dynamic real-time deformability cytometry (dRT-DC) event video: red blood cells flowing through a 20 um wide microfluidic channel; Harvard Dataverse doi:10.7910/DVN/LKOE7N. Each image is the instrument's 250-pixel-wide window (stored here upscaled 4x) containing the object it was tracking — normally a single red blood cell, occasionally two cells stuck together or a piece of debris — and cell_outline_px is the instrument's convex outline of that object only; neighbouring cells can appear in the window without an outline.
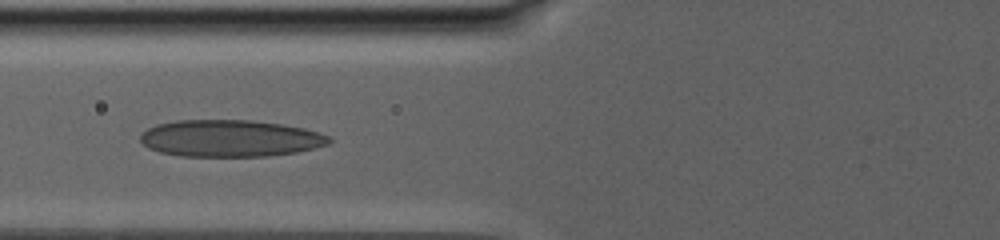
{"species": "human", "species_latin": "Homo sapiens", "temperature_condition": "warm", "stored_images_in_passage": 47, "camera_frame_rate_fps": 3000, "um_per_image_px": 0.085, "donor": {"sex": "male"}, "frame": {"image": 1, "passage_image": 6, "time_ms": 1.667, "image_size_px": [1000, 240], "cell_outline_px": [[332, 140], [328, 144], [296, 152], [268, 156], [180, 156], [160, 152], [148, 148], [140, 140], [140, 136], [148, 128], [156, 124], [176, 120], [252, 120], [280, 124], [304, 128], [328, 136]], "centroid_in_image_um": [19.53, 11.76], "position_along_channel_um": 106.3, "area_um2": 40.4}}
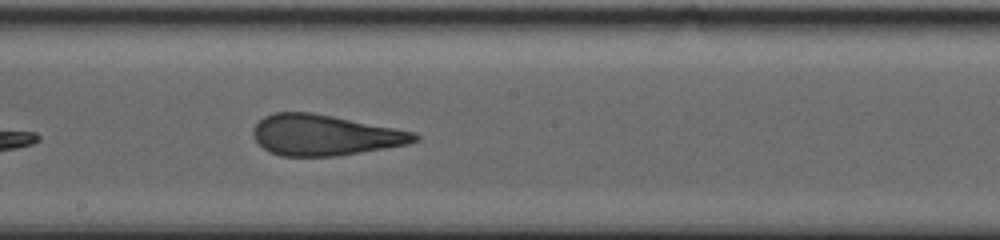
{"frame": {"image": 2, "passage_image": 20, "time_ms": 6.0, "image_size_px": [1000, 240], "cell_outline_px": [[420, 140], [408, 144], [336, 156], [280, 156], [268, 152], [252, 136], [252, 132], [256, 124], [264, 116], [272, 112], [312, 112], [412, 132], [420, 136]], "centroid_in_image_um": [27.54, 11.49], "position_along_channel_um": 220.7, "area_um2": 37.97}}
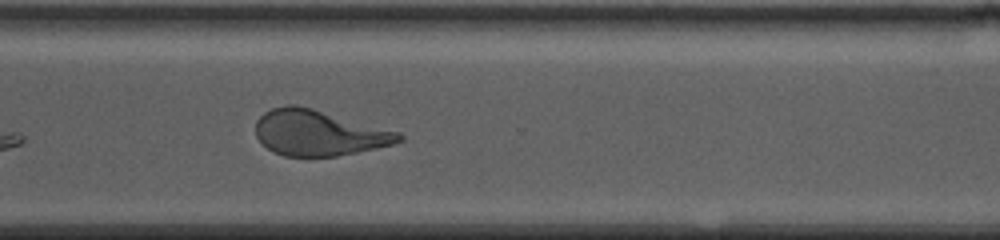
{"frame": {"image": 3, "passage_image": 35, "time_ms": 10.667, "image_size_px": [1000, 240], "cell_outline_px": [[404, 140], [392, 144], [376, 148], [336, 156], [284, 156], [272, 152], [256, 136], [256, 120], [264, 112], [272, 108], [288, 104], [296, 104], [312, 108], [400, 132], [404, 136]], "centroid_in_image_um": [27.09, 11.29], "position_along_channel_um": 343.5, "area_um2": 37.97}, "authors_computed_cell_mechanics": {"area_um2": 38.4948, "velocity_mm_per_s": 2.6373, "shape_relaxation_time_tau1_ms": null, "shape_relaxation_time_tau2_ms": 1.702, "deformation_change_tau1": null, "deformation_change_tau2": 0.1118}}